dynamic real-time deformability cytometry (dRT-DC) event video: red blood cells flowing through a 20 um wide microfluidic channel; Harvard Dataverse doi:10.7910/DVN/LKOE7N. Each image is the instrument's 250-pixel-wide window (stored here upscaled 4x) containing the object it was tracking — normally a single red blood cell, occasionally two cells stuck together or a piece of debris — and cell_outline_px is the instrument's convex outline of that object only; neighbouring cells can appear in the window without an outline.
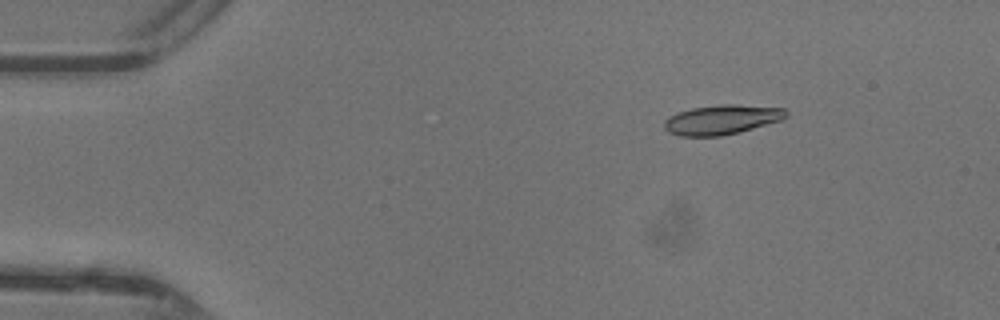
{"species": "common noctule bat (a hibernating species)", "species_latin": "Nyctalus noctula", "temperature_condition": "warm", "stored_images_in_passage": 42, "camera_frame_rate_fps": 3000, "um_per_image_px": 0.085, "animal": {"sex": "female"}, "frame": {"image": 1, "passage_image": 2, "time_ms": 0.333, "image_size_px": [1000, 320], "cell_outline_px": [[788, 116], [780, 120], [740, 132], [720, 136], [680, 136], [668, 132], [664, 128], [664, 120], [668, 116], [676, 112], [692, 108], [720, 104], [736, 104], [784, 108], [788, 112]], "centroid_in_image_um": [61.32, 10.16], "position_along_channel_um": 23.7, "area_um2": 21.15}}
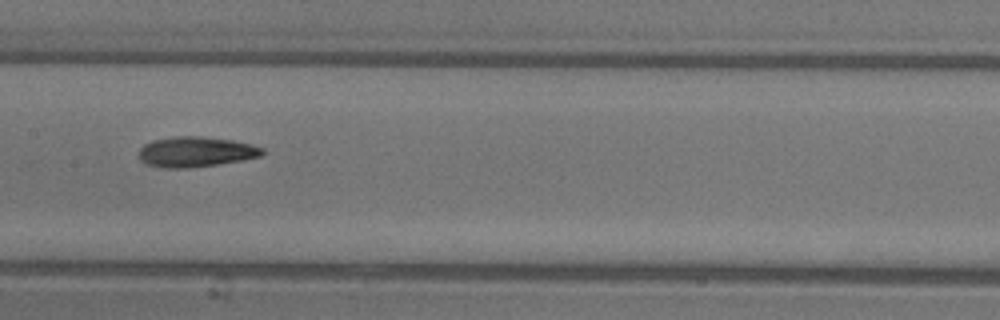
{"frame": {"image": 2, "passage_image": 19, "time_ms": 6.0, "image_size_px": [1000, 320], "cell_outline_px": [[264, 152], [260, 156], [244, 160], [188, 168], [164, 168], [148, 164], [140, 160], [140, 148], [144, 144], [152, 140], [176, 136], [196, 136], [232, 140], [252, 144], [264, 148]], "centroid_in_image_um": [16.65, 12.9], "position_along_channel_um": 190.7, "area_um2": 21.68}}
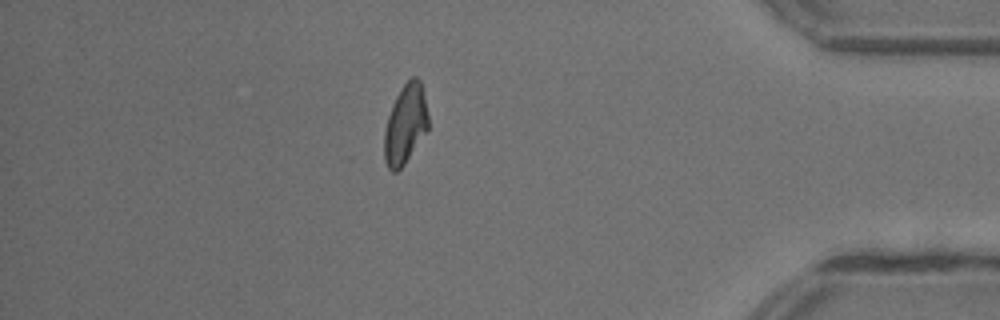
{"frame": {"image": 3, "passage_image": 36, "time_ms": 11.667, "image_size_px": [1000, 320], "cell_outline_px": [[428, 128], [404, 164], [396, 172], [392, 172], [388, 168], [384, 160], [384, 132], [388, 116], [392, 104], [396, 96], [404, 84], [412, 76], [416, 76], [420, 80], [428, 116]], "centroid_in_image_um": [34.43, 10.57], "position_along_channel_um": 400.8, "area_um2": 20.06}, "authors_computed_cell_mechanics": {"area_um2": 20.9814, "velocity_mm_per_s": 4.3977, "shape_relaxation_time_tau1_ms": 6.3166, "shape_relaxation_time_tau2_ms": 3.9566, "deformation_change_tau1": 0.2217, "deformation_change_tau2": 0.1348}}